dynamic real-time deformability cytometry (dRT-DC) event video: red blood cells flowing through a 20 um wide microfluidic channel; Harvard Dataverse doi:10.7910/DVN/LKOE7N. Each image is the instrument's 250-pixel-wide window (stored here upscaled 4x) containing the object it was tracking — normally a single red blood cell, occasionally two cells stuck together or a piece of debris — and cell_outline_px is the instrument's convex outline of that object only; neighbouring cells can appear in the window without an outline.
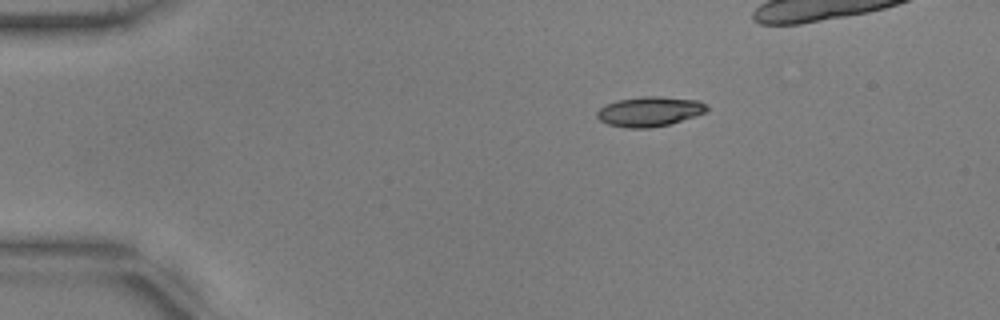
{"species": "common noctule bat (a hibernating species)", "species_latin": "Nyctalus noctula", "temperature_condition": "warm", "stored_images_in_passage": 28, "camera_frame_rate_fps": 3000, "um_per_image_px": 0.085, "animal": {"sex": "male", "body_mass_g": 17.9, "forearm_length_mm": 54.2}, "frame": {"image": 1, "passage_image": 1, "time_ms": 0.0, "image_size_px": [1000, 320], "cell_outline_px": [[708, 112], [696, 116], [668, 124], [648, 128], [628, 128], [608, 124], [600, 120], [596, 116], [596, 112], [600, 108], [616, 100], [640, 96], [660, 96], [700, 100], [708, 108]], "centroid_in_image_um": [55.23, 9.46], "position_along_channel_um": 29.8, "area_um2": 19.13}}
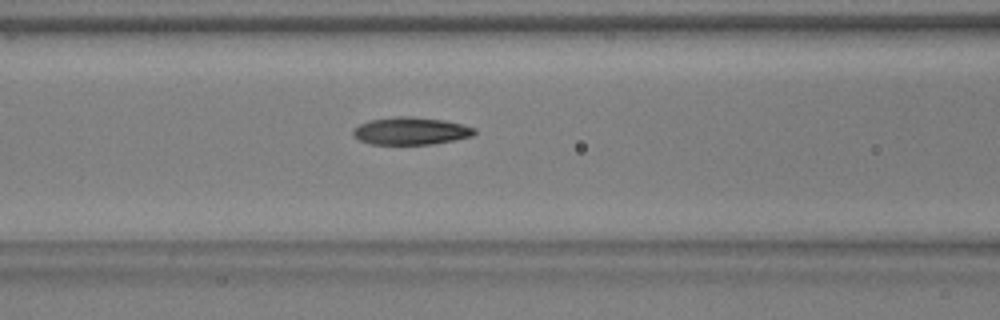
{"frame": {"image": 2, "passage_image": 14, "time_ms": 4.333, "image_size_px": [1000, 320], "cell_outline_px": [[476, 132], [472, 136], [432, 144], [372, 144], [360, 140], [352, 132], [360, 124], [368, 120], [396, 116], [412, 116], [444, 120], [476, 128]], "centroid_in_image_um": [34.93, 11.12], "position_along_channel_um": 131.7, "area_um2": 19.25}}
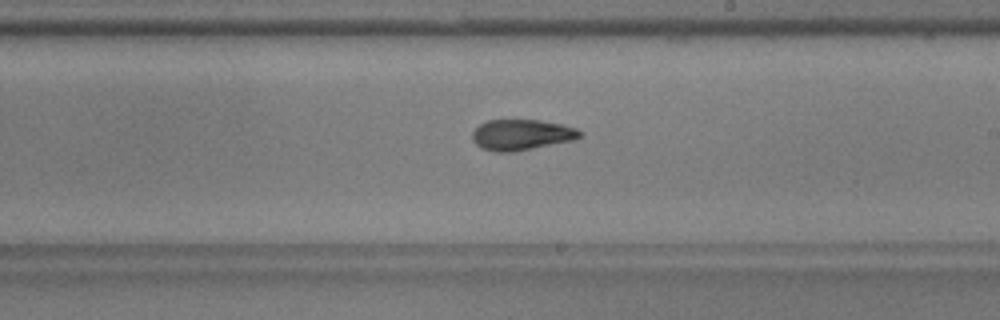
{"frame": {"image": 3, "passage_image": 23, "time_ms": 7.333, "image_size_px": [1000, 320], "cell_outline_px": [[584, 132], [580, 136], [572, 140], [512, 152], [496, 152], [480, 148], [472, 140], [472, 132], [480, 124], [488, 120], [540, 120], [564, 124], [576, 128]], "centroid_in_image_um": [44.32, 11.45], "position_along_channel_um": 244.7, "area_um2": 19.25}}